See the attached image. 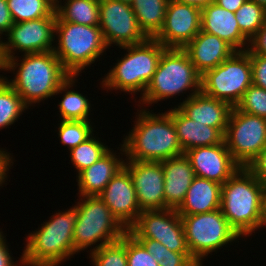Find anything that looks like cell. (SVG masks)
Masks as SVG:
<instances>
[{"instance_id": "cell-27", "label": "cell", "mask_w": 266, "mask_h": 266, "mask_svg": "<svg viewBox=\"0 0 266 266\" xmlns=\"http://www.w3.org/2000/svg\"><path fill=\"white\" fill-rule=\"evenodd\" d=\"M55 12L65 22L99 26V1L97 0H57Z\"/></svg>"}, {"instance_id": "cell-20", "label": "cell", "mask_w": 266, "mask_h": 266, "mask_svg": "<svg viewBox=\"0 0 266 266\" xmlns=\"http://www.w3.org/2000/svg\"><path fill=\"white\" fill-rule=\"evenodd\" d=\"M201 30L225 40L236 51H246L249 47L250 40L240 31L235 13L214 1L201 9Z\"/></svg>"}, {"instance_id": "cell-22", "label": "cell", "mask_w": 266, "mask_h": 266, "mask_svg": "<svg viewBox=\"0 0 266 266\" xmlns=\"http://www.w3.org/2000/svg\"><path fill=\"white\" fill-rule=\"evenodd\" d=\"M161 164L164 171L165 205L177 209L195 178L194 169L184 153L161 161Z\"/></svg>"}, {"instance_id": "cell-49", "label": "cell", "mask_w": 266, "mask_h": 266, "mask_svg": "<svg viewBox=\"0 0 266 266\" xmlns=\"http://www.w3.org/2000/svg\"><path fill=\"white\" fill-rule=\"evenodd\" d=\"M116 1H120L122 3H126V4H129V5H132V3L134 2V0H116Z\"/></svg>"}, {"instance_id": "cell-24", "label": "cell", "mask_w": 266, "mask_h": 266, "mask_svg": "<svg viewBox=\"0 0 266 266\" xmlns=\"http://www.w3.org/2000/svg\"><path fill=\"white\" fill-rule=\"evenodd\" d=\"M172 120L183 152L224 141V134L219 129L188 118L176 105L172 109Z\"/></svg>"}, {"instance_id": "cell-11", "label": "cell", "mask_w": 266, "mask_h": 266, "mask_svg": "<svg viewBox=\"0 0 266 266\" xmlns=\"http://www.w3.org/2000/svg\"><path fill=\"white\" fill-rule=\"evenodd\" d=\"M224 142L234 161L247 168L266 147V119L233 107Z\"/></svg>"}, {"instance_id": "cell-34", "label": "cell", "mask_w": 266, "mask_h": 266, "mask_svg": "<svg viewBox=\"0 0 266 266\" xmlns=\"http://www.w3.org/2000/svg\"><path fill=\"white\" fill-rule=\"evenodd\" d=\"M58 137L61 144L70 151L80 143L85 142L95 132L91 121L60 120ZM91 122V123H90Z\"/></svg>"}, {"instance_id": "cell-26", "label": "cell", "mask_w": 266, "mask_h": 266, "mask_svg": "<svg viewBox=\"0 0 266 266\" xmlns=\"http://www.w3.org/2000/svg\"><path fill=\"white\" fill-rule=\"evenodd\" d=\"M77 77L72 75L68 77L55 93L58 95L65 92L58 104L61 120L91 121L89 115L92 111V104L86 96L72 88V86L75 87Z\"/></svg>"}, {"instance_id": "cell-45", "label": "cell", "mask_w": 266, "mask_h": 266, "mask_svg": "<svg viewBox=\"0 0 266 266\" xmlns=\"http://www.w3.org/2000/svg\"><path fill=\"white\" fill-rule=\"evenodd\" d=\"M246 0H214L221 8L236 12Z\"/></svg>"}, {"instance_id": "cell-32", "label": "cell", "mask_w": 266, "mask_h": 266, "mask_svg": "<svg viewBox=\"0 0 266 266\" xmlns=\"http://www.w3.org/2000/svg\"><path fill=\"white\" fill-rule=\"evenodd\" d=\"M240 31L250 40L266 21V10L252 0H246L235 12Z\"/></svg>"}, {"instance_id": "cell-6", "label": "cell", "mask_w": 266, "mask_h": 266, "mask_svg": "<svg viewBox=\"0 0 266 266\" xmlns=\"http://www.w3.org/2000/svg\"><path fill=\"white\" fill-rule=\"evenodd\" d=\"M191 89V90H190ZM190 90L188 99L201 91V75L183 48H166L139 104L148 107ZM185 91V92H184Z\"/></svg>"}, {"instance_id": "cell-33", "label": "cell", "mask_w": 266, "mask_h": 266, "mask_svg": "<svg viewBox=\"0 0 266 266\" xmlns=\"http://www.w3.org/2000/svg\"><path fill=\"white\" fill-rule=\"evenodd\" d=\"M90 257L93 266H128L127 233L121 239L92 251Z\"/></svg>"}, {"instance_id": "cell-39", "label": "cell", "mask_w": 266, "mask_h": 266, "mask_svg": "<svg viewBox=\"0 0 266 266\" xmlns=\"http://www.w3.org/2000/svg\"><path fill=\"white\" fill-rule=\"evenodd\" d=\"M247 169L266 187V147L249 164Z\"/></svg>"}, {"instance_id": "cell-40", "label": "cell", "mask_w": 266, "mask_h": 266, "mask_svg": "<svg viewBox=\"0 0 266 266\" xmlns=\"http://www.w3.org/2000/svg\"><path fill=\"white\" fill-rule=\"evenodd\" d=\"M157 261L160 262L162 257L169 253V249L159 241L150 238H135Z\"/></svg>"}, {"instance_id": "cell-5", "label": "cell", "mask_w": 266, "mask_h": 266, "mask_svg": "<svg viewBox=\"0 0 266 266\" xmlns=\"http://www.w3.org/2000/svg\"><path fill=\"white\" fill-rule=\"evenodd\" d=\"M119 48L126 50V55L118 59L117 63H114L115 66L104 75L101 88L107 91L119 90L131 95L141 92L142 97L166 48L154 38Z\"/></svg>"}, {"instance_id": "cell-18", "label": "cell", "mask_w": 266, "mask_h": 266, "mask_svg": "<svg viewBox=\"0 0 266 266\" xmlns=\"http://www.w3.org/2000/svg\"><path fill=\"white\" fill-rule=\"evenodd\" d=\"M195 176L223 185L240 166L234 161L223 141L212 146L196 147L184 152Z\"/></svg>"}, {"instance_id": "cell-16", "label": "cell", "mask_w": 266, "mask_h": 266, "mask_svg": "<svg viewBox=\"0 0 266 266\" xmlns=\"http://www.w3.org/2000/svg\"><path fill=\"white\" fill-rule=\"evenodd\" d=\"M124 168L130 173L141 211L163 210L164 171L161 162L125 160Z\"/></svg>"}, {"instance_id": "cell-30", "label": "cell", "mask_w": 266, "mask_h": 266, "mask_svg": "<svg viewBox=\"0 0 266 266\" xmlns=\"http://www.w3.org/2000/svg\"><path fill=\"white\" fill-rule=\"evenodd\" d=\"M27 109L21 97L0 75V129L15 124Z\"/></svg>"}, {"instance_id": "cell-12", "label": "cell", "mask_w": 266, "mask_h": 266, "mask_svg": "<svg viewBox=\"0 0 266 266\" xmlns=\"http://www.w3.org/2000/svg\"><path fill=\"white\" fill-rule=\"evenodd\" d=\"M127 232L134 238L159 241L173 252H189L182 219L176 209L142 211Z\"/></svg>"}, {"instance_id": "cell-7", "label": "cell", "mask_w": 266, "mask_h": 266, "mask_svg": "<svg viewBox=\"0 0 266 266\" xmlns=\"http://www.w3.org/2000/svg\"><path fill=\"white\" fill-rule=\"evenodd\" d=\"M54 53L63 68L72 76L91 67L108 48L99 26H88L62 21L58 16L55 23ZM58 39V40H57Z\"/></svg>"}, {"instance_id": "cell-15", "label": "cell", "mask_w": 266, "mask_h": 266, "mask_svg": "<svg viewBox=\"0 0 266 266\" xmlns=\"http://www.w3.org/2000/svg\"><path fill=\"white\" fill-rule=\"evenodd\" d=\"M200 30V8L169 0L163 26L153 38L165 48H184Z\"/></svg>"}, {"instance_id": "cell-19", "label": "cell", "mask_w": 266, "mask_h": 266, "mask_svg": "<svg viewBox=\"0 0 266 266\" xmlns=\"http://www.w3.org/2000/svg\"><path fill=\"white\" fill-rule=\"evenodd\" d=\"M183 49L201 76L207 70L216 68L236 52L225 40L202 30Z\"/></svg>"}, {"instance_id": "cell-44", "label": "cell", "mask_w": 266, "mask_h": 266, "mask_svg": "<svg viewBox=\"0 0 266 266\" xmlns=\"http://www.w3.org/2000/svg\"><path fill=\"white\" fill-rule=\"evenodd\" d=\"M13 155H11L10 152H7V150L0 148V187L4 184L6 185V180L8 177V171L13 166ZM10 168V169H9Z\"/></svg>"}, {"instance_id": "cell-36", "label": "cell", "mask_w": 266, "mask_h": 266, "mask_svg": "<svg viewBox=\"0 0 266 266\" xmlns=\"http://www.w3.org/2000/svg\"><path fill=\"white\" fill-rule=\"evenodd\" d=\"M127 265L159 266L153 256L127 232Z\"/></svg>"}, {"instance_id": "cell-37", "label": "cell", "mask_w": 266, "mask_h": 266, "mask_svg": "<svg viewBox=\"0 0 266 266\" xmlns=\"http://www.w3.org/2000/svg\"><path fill=\"white\" fill-rule=\"evenodd\" d=\"M252 67V84L266 90V56L250 54Z\"/></svg>"}, {"instance_id": "cell-42", "label": "cell", "mask_w": 266, "mask_h": 266, "mask_svg": "<svg viewBox=\"0 0 266 266\" xmlns=\"http://www.w3.org/2000/svg\"><path fill=\"white\" fill-rule=\"evenodd\" d=\"M6 241H7L6 236H4L3 232L0 231V266H19V265L23 266L22 257H20V259L18 260L19 261L18 263L14 262V258L8 249V245Z\"/></svg>"}, {"instance_id": "cell-38", "label": "cell", "mask_w": 266, "mask_h": 266, "mask_svg": "<svg viewBox=\"0 0 266 266\" xmlns=\"http://www.w3.org/2000/svg\"><path fill=\"white\" fill-rule=\"evenodd\" d=\"M159 266H201L190 254V252H173L169 250Z\"/></svg>"}, {"instance_id": "cell-31", "label": "cell", "mask_w": 266, "mask_h": 266, "mask_svg": "<svg viewBox=\"0 0 266 266\" xmlns=\"http://www.w3.org/2000/svg\"><path fill=\"white\" fill-rule=\"evenodd\" d=\"M96 137L93 134L85 142L70 150V160L76 168L75 170H77V175L98 161L111 149L108 148V145L99 141V137H97L98 139Z\"/></svg>"}, {"instance_id": "cell-10", "label": "cell", "mask_w": 266, "mask_h": 266, "mask_svg": "<svg viewBox=\"0 0 266 266\" xmlns=\"http://www.w3.org/2000/svg\"><path fill=\"white\" fill-rule=\"evenodd\" d=\"M251 84L252 67L247 50L236 51L230 58L201 76V91L229 103L232 107L241 101Z\"/></svg>"}, {"instance_id": "cell-41", "label": "cell", "mask_w": 266, "mask_h": 266, "mask_svg": "<svg viewBox=\"0 0 266 266\" xmlns=\"http://www.w3.org/2000/svg\"><path fill=\"white\" fill-rule=\"evenodd\" d=\"M247 51L250 54L266 56V21L258 32L250 39Z\"/></svg>"}, {"instance_id": "cell-9", "label": "cell", "mask_w": 266, "mask_h": 266, "mask_svg": "<svg viewBox=\"0 0 266 266\" xmlns=\"http://www.w3.org/2000/svg\"><path fill=\"white\" fill-rule=\"evenodd\" d=\"M180 216L188 250L201 266L209 254L241 238L229 225L220 208L208 213Z\"/></svg>"}, {"instance_id": "cell-14", "label": "cell", "mask_w": 266, "mask_h": 266, "mask_svg": "<svg viewBox=\"0 0 266 266\" xmlns=\"http://www.w3.org/2000/svg\"><path fill=\"white\" fill-rule=\"evenodd\" d=\"M55 23L56 17L13 23L4 35L7 41L2 42L0 59L13 58L17 51L23 54L54 51Z\"/></svg>"}, {"instance_id": "cell-29", "label": "cell", "mask_w": 266, "mask_h": 266, "mask_svg": "<svg viewBox=\"0 0 266 266\" xmlns=\"http://www.w3.org/2000/svg\"><path fill=\"white\" fill-rule=\"evenodd\" d=\"M14 23L57 17L54 0H7Z\"/></svg>"}, {"instance_id": "cell-13", "label": "cell", "mask_w": 266, "mask_h": 266, "mask_svg": "<svg viewBox=\"0 0 266 266\" xmlns=\"http://www.w3.org/2000/svg\"><path fill=\"white\" fill-rule=\"evenodd\" d=\"M99 27L108 49L139 44L149 37L140 28L132 5L116 0L99 1Z\"/></svg>"}, {"instance_id": "cell-48", "label": "cell", "mask_w": 266, "mask_h": 266, "mask_svg": "<svg viewBox=\"0 0 266 266\" xmlns=\"http://www.w3.org/2000/svg\"><path fill=\"white\" fill-rule=\"evenodd\" d=\"M266 10V0H252Z\"/></svg>"}, {"instance_id": "cell-17", "label": "cell", "mask_w": 266, "mask_h": 266, "mask_svg": "<svg viewBox=\"0 0 266 266\" xmlns=\"http://www.w3.org/2000/svg\"><path fill=\"white\" fill-rule=\"evenodd\" d=\"M98 196L126 230L134 224L142 212L137 202L132 178L124 167L111 178Z\"/></svg>"}, {"instance_id": "cell-35", "label": "cell", "mask_w": 266, "mask_h": 266, "mask_svg": "<svg viewBox=\"0 0 266 266\" xmlns=\"http://www.w3.org/2000/svg\"><path fill=\"white\" fill-rule=\"evenodd\" d=\"M236 107L240 111L266 119V90L251 84Z\"/></svg>"}, {"instance_id": "cell-21", "label": "cell", "mask_w": 266, "mask_h": 266, "mask_svg": "<svg viewBox=\"0 0 266 266\" xmlns=\"http://www.w3.org/2000/svg\"><path fill=\"white\" fill-rule=\"evenodd\" d=\"M177 107L190 119L206 126L219 129L225 134L232 106L222 100L215 99L202 91L184 99Z\"/></svg>"}, {"instance_id": "cell-2", "label": "cell", "mask_w": 266, "mask_h": 266, "mask_svg": "<svg viewBox=\"0 0 266 266\" xmlns=\"http://www.w3.org/2000/svg\"><path fill=\"white\" fill-rule=\"evenodd\" d=\"M139 108L133 128L123 138L121 148L118 147L121 156H126V160L161 162L183 154L172 120V108L158 114L145 107Z\"/></svg>"}, {"instance_id": "cell-28", "label": "cell", "mask_w": 266, "mask_h": 266, "mask_svg": "<svg viewBox=\"0 0 266 266\" xmlns=\"http://www.w3.org/2000/svg\"><path fill=\"white\" fill-rule=\"evenodd\" d=\"M169 0H134L132 9L140 28L153 38L162 28Z\"/></svg>"}, {"instance_id": "cell-23", "label": "cell", "mask_w": 266, "mask_h": 266, "mask_svg": "<svg viewBox=\"0 0 266 266\" xmlns=\"http://www.w3.org/2000/svg\"><path fill=\"white\" fill-rule=\"evenodd\" d=\"M119 154V155H116ZM120 153L109 150L90 167L82 170L77 176L79 196H98L106 187L107 183L115 176L125 164Z\"/></svg>"}, {"instance_id": "cell-4", "label": "cell", "mask_w": 266, "mask_h": 266, "mask_svg": "<svg viewBox=\"0 0 266 266\" xmlns=\"http://www.w3.org/2000/svg\"><path fill=\"white\" fill-rule=\"evenodd\" d=\"M266 187L245 167H240L221 188L220 209L241 237L260 227Z\"/></svg>"}, {"instance_id": "cell-46", "label": "cell", "mask_w": 266, "mask_h": 266, "mask_svg": "<svg viewBox=\"0 0 266 266\" xmlns=\"http://www.w3.org/2000/svg\"><path fill=\"white\" fill-rule=\"evenodd\" d=\"M177 1L184 4L193 5L202 9L207 5H209L210 3H212L214 0H177Z\"/></svg>"}, {"instance_id": "cell-47", "label": "cell", "mask_w": 266, "mask_h": 266, "mask_svg": "<svg viewBox=\"0 0 266 266\" xmlns=\"http://www.w3.org/2000/svg\"><path fill=\"white\" fill-rule=\"evenodd\" d=\"M264 226L266 227V193L263 198L262 218L259 229L264 228Z\"/></svg>"}, {"instance_id": "cell-43", "label": "cell", "mask_w": 266, "mask_h": 266, "mask_svg": "<svg viewBox=\"0 0 266 266\" xmlns=\"http://www.w3.org/2000/svg\"><path fill=\"white\" fill-rule=\"evenodd\" d=\"M13 19L7 0H0V36L5 35L13 26ZM3 34V35H2Z\"/></svg>"}, {"instance_id": "cell-3", "label": "cell", "mask_w": 266, "mask_h": 266, "mask_svg": "<svg viewBox=\"0 0 266 266\" xmlns=\"http://www.w3.org/2000/svg\"><path fill=\"white\" fill-rule=\"evenodd\" d=\"M79 217L76 205L53 214L26 236L23 266H58L74 256L73 233ZM67 259V260H66Z\"/></svg>"}, {"instance_id": "cell-1", "label": "cell", "mask_w": 266, "mask_h": 266, "mask_svg": "<svg viewBox=\"0 0 266 266\" xmlns=\"http://www.w3.org/2000/svg\"><path fill=\"white\" fill-rule=\"evenodd\" d=\"M21 58L0 59V71H16L14 79L1 76L28 107L55 96L59 86L71 76L54 51L22 54Z\"/></svg>"}, {"instance_id": "cell-25", "label": "cell", "mask_w": 266, "mask_h": 266, "mask_svg": "<svg viewBox=\"0 0 266 266\" xmlns=\"http://www.w3.org/2000/svg\"><path fill=\"white\" fill-rule=\"evenodd\" d=\"M222 185L195 176L181 205L176 209L179 215H193L215 211L221 206Z\"/></svg>"}, {"instance_id": "cell-50", "label": "cell", "mask_w": 266, "mask_h": 266, "mask_svg": "<svg viewBox=\"0 0 266 266\" xmlns=\"http://www.w3.org/2000/svg\"><path fill=\"white\" fill-rule=\"evenodd\" d=\"M2 38H4V37L0 36V51H1V48H2V42H3V40H1Z\"/></svg>"}, {"instance_id": "cell-8", "label": "cell", "mask_w": 266, "mask_h": 266, "mask_svg": "<svg viewBox=\"0 0 266 266\" xmlns=\"http://www.w3.org/2000/svg\"><path fill=\"white\" fill-rule=\"evenodd\" d=\"M78 198L79 201L75 204L79 209V217L73 233L74 254L88 247L93 248H90L92 252L121 239L127 233L99 196Z\"/></svg>"}]
</instances>
